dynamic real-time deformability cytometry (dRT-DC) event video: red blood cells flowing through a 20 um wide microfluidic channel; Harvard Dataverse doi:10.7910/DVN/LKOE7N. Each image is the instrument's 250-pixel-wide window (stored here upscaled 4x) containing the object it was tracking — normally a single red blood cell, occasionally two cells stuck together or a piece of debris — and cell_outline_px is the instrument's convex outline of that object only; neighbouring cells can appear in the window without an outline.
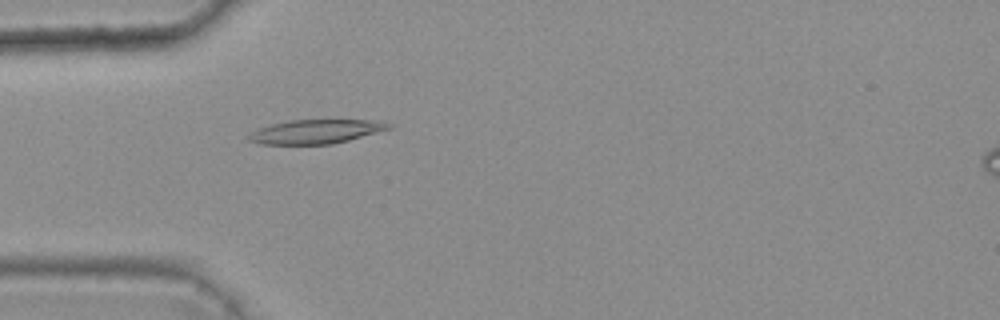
{"species": "common noctule bat (a hibernating species)", "species_latin": "Nyctalus noctula", "temperature_condition": "warm", "stored_images_in_passage": 4, "camera_frame_rate_fps": 3000, "um_per_image_px": 0.085, "animal": {"sex": "female", "body_mass_g": 25.1}, "frame": {"image": 1, "passage_image": 4, "time_ms": 1.0, "image_size_px": [1000, 320], "cell_outline_px": [[392, 128], [348, 140], [332, 144], [260, 144], [248, 140], [244, 136], [256, 128], [288, 120], [372, 120], [392, 124]], "centroid_in_image_um": [26.76, 11.18], "position_along_channel_um": 58.2, "area_um2": 19.65}}